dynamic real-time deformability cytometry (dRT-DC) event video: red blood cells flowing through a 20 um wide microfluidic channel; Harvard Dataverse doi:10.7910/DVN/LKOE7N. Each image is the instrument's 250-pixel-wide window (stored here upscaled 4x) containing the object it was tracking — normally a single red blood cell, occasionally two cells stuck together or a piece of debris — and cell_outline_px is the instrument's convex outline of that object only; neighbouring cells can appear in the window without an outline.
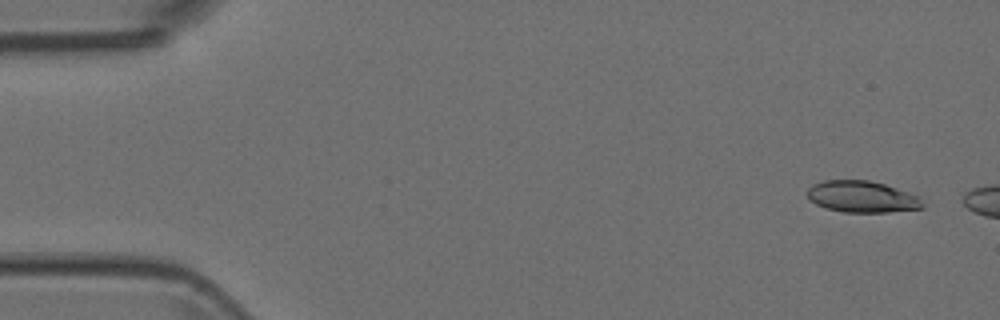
{"species": "Egyptian fruit bat (a non-hibernating species)", "species_latin": "Rousettus aegyptiacus", "temperature_condition": "room temperature", "stored_images_in_passage": 3, "camera_frame_rate_fps": 3000, "um_per_image_px": 0.085, "animal": {"sex": "female"}, "frame": {"image": 1, "passage_image": 1, "time_ms": 0.0, "image_size_px": [1000, 320], "cell_outline_px": [[924, 208], [888, 212], [844, 212], [824, 208], [808, 200], [804, 192], [812, 184], [824, 180], [868, 180], [884, 184], [908, 192], [916, 196], [924, 204]], "centroid_in_image_um": [73.19, 16.72], "position_along_channel_um": 11.8, "area_um2": 21.33}}